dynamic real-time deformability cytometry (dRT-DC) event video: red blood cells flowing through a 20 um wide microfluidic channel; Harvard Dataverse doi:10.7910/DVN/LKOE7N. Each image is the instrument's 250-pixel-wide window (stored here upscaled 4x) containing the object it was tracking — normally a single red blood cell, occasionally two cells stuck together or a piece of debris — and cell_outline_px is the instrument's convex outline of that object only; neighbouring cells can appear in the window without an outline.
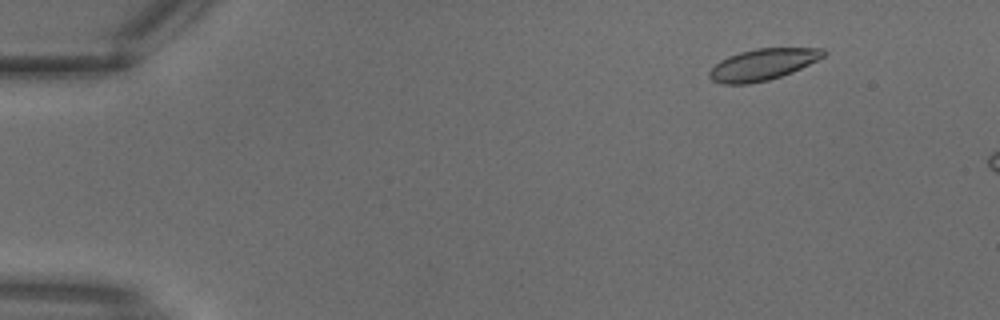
{"species": "common noctule bat (a hibernating species)", "species_latin": "Nyctalus noctula", "temperature_condition": "warm", "stored_images_in_passage": 7, "camera_frame_rate_fps": 3000, "um_per_image_px": 0.085, "animal": {"sex": "male", "body_mass_g": 18.8}, "frame": {"image": 1, "passage_image": 4, "time_ms": 1.0, "image_size_px": [1000, 320], "cell_outline_px": [[828, 52], [824, 56], [792, 72], [768, 80], [748, 84], [724, 84], [712, 80], [708, 76], [708, 72], [720, 60], [728, 56], [740, 52], [756, 48], [824, 48]], "centroid_in_image_um": [64.82, 5.48], "position_along_channel_um": 20.2, "area_um2": 20.75}}